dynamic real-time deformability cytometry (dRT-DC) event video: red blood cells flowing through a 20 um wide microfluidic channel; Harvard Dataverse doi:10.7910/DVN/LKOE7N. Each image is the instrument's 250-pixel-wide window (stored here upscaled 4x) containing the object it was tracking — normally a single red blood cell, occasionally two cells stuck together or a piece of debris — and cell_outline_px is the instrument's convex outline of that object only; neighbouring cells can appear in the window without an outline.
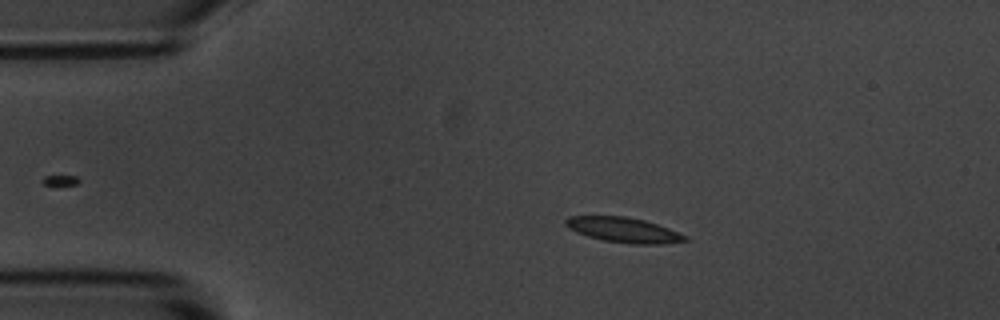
{"species": "common noctule bat (a hibernating species)", "species_latin": "Nyctalus noctula", "temperature_condition": "room temperature", "stored_images_in_passage": 4, "camera_frame_rate_fps": 3000, "um_per_image_px": 0.085, "animal": {"sex": "male", "body_mass_g": 20.1, "forearm_length_mm": 53.5}, "frame": {"image": 1, "passage_image": 2, "time_ms": 1.333, "image_size_px": [1000, 320], "cell_outline_px": [[688, 240], [664, 244], [632, 244], [604, 240], [588, 236], [576, 232], [568, 228], [564, 224], [564, 220], [568, 216], [624, 216], [644, 220], [668, 228], [688, 236]], "centroid_in_image_um": [52.99, 19.54], "position_along_channel_um": 32.0, "area_um2": 17.4}}
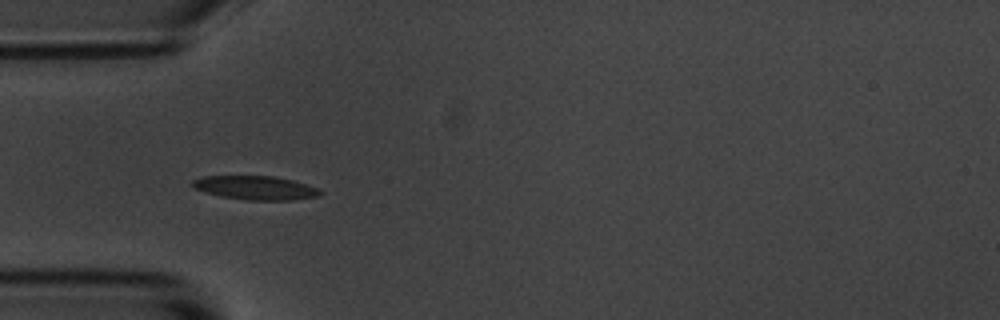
{"frame": {"image": 2, "passage_image": 3, "time_ms": 3.333, "image_size_px": [1000, 320], "cell_outline_px": [[324, 192], [320, 196], [292, 200], [248, 200], [220, 196], [196, 188], [192, 184], [192, 180], [204, 176], [272, 176], [292, 180], [320, 188]], "centroid_in_image_um": [21.8, 15.96], "position_along_channel_um": 63.2, "area_um2": 17.63}}